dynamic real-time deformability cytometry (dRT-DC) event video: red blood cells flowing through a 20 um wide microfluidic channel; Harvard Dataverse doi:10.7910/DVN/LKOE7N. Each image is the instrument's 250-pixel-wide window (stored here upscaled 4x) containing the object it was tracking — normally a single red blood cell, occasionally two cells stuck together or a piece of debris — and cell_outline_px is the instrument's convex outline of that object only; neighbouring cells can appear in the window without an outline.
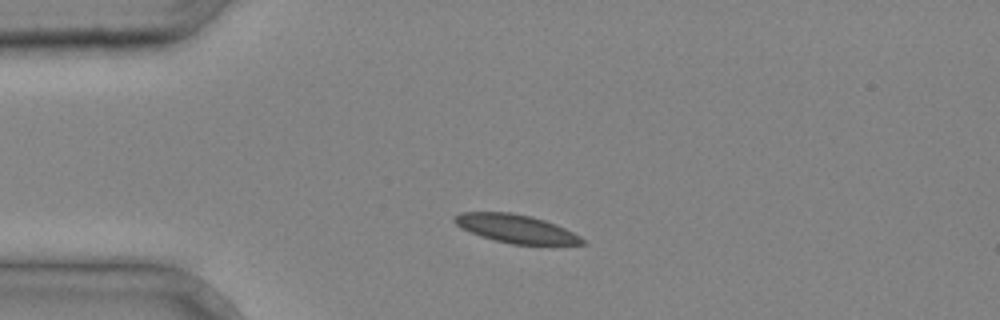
{"species": "common noctule bat (a hibernating species)", "species_latin": "Nyctalus noctula", "temperature_condition": "cold", "stored_images_in_passage": 2, "camera_frame_rate_fps": 3000, "um_per_image_px": 0.085, "animal": {"sex": "male", "body_mass_g": 20.4}, "frame": {"image": 1, "passage_image": 2, "time_ms": 0.333, "image_size_px": [1000, 320], "cell_outline_px": [[588, 244], [512, 244], [480, 236], [460, 228], [452, 220], [452, 216], [460, 212], [508, 212], [528, 216], [544, 220], [556, 224], [580, 236]], "centroid_in_image_um": [43.8, 19.43], "position_along_channel_um": 41.2, "area_um2": 20.92}}